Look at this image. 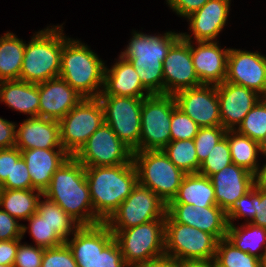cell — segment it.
Returning <instances> with one entry per match:
<instances>
[{"label":"cell","mask_w":266,"mask_h":267,"mask_svg":"<svg viewBox=\"0 0 266 267\" xmlns=\"http://www.w3.org/2000/svg\"><path fill=\"white\" fill-rule=\"evenodd\" d=\"M25 41L13 32L0 36V81L20 80Z\"/></svg>","instance_id":"obj_29"},{"label":"cell","mask_w":266,"mask_h":267,"mask_svg":"<svg viewBox=\"0 0 266 267\" xmlns=\"http://www.w3.org/2000/svg\"><path fill=\"white\" fill-rule=\"evenodd\" d=\"M105 66L104 87L99 96H122L144 99L151 94L143 87L130 61L118 57L114 65ZM144 91V92H143Z\"/></svg>","instance_id":"obj_25"},{"label":"cell","mask_w":266,"mask_h":267,"mask_svg":"<svg viewBox=\"0 0 266 267\" xmlns=\"http://www.w3.org/2000/svg\"><path fill=\"white\" fill-rule=\"evenodd\" d=\"M19 239L0 241V265L13 266Z\"/></svg>","instance_id":"obj_51"},{"label":"cell","mask_w":266,"mask_h":267,"mask_svg":"<svg viewBox=\"0 0 266 267\" xmlns=\"http://www.w3.org/2000/svg\"><path fill=\"white\" fill-rule=\"evenodd\" d=\"M169 203H184L200 207L217 206L210 178L199 173L186 174L177 194Z\"/></svg>","instance_id":"obj_28"},{"label":"cell","mask_w":266,"mask_h":267,"mask_svg":"<svg viewBox=\"0 0 266 267\" xmlns=\"http://www.w3.org/2000/svg\"><path fill=\"white\" fill-rule=\"evenodd\" d=\"M134 267H179V262L171 256L163 255Z\"/></svg>","instance_id":"obj_52"},{"label":"cell","mask_w":266,"mask_h":267,"mask_svg":"<svg viewBox=\"0 0 266 267\" xmlns=\"http://www.w3.org/2000/svg\"><path fill=\"white\" fill-rule=\"evenodd\" d=\"M259 261H260V267H266V251L259 258Z\"/></svg>","instance_id":"obj_55"},{"label":"cell","mask_w":266,"mask_h":267,"mask_svg":"<svg viewBox=\"0 0 266 267\" xmlns=\"http://www.w3.org/2000/svg\"><path fill=\"white\" fill-rule=\"evenodd\" d=\"M98 99L104 109L105 123L134 152L140 142L143 99L122 96H98Z\"/></svg>","instance_id":"obj_12"},{"label":"cell","mask_w":266,"mask_h":267,"mask_svg":"<svg viewBox=\"0 0 266 267\" xmlns=\"http://www.w3.org/2000/svg\"><path fill=\"white\" fill-rule=\"evenodd\" d=\"M129 267L165 255V220H152L114 235Z\"/></svg>","instance_id":"obj_7"},{"label":"cell","mask_w":266,"mask_h":267,"mask_svg":"<svg viewBox=\"0 0 266 267\" xmlns=\"http://www.w3.org/2000/svg\"><path fill=\"white\" fill-rule=\"evenodd\" d=\"M225 137L230 146L232 163L255 175L260 167L257 159L258 154L262 153L261 145L236 130H227Z\"/></svg>","instance_id":"obj_32"},{"label":"cell","mask_w":266,"mask_h":267,"mask_svg":"<svg viewBox=\"0 0 266 267\" xmlns=\"http://www.w3.org/2000/svg\"><path fill=\"white\" fill-rule=\"evenodd\" d=\"M39 198L37 213L50 225L52 230L65 242L81 225L68 215L54 201L42 195Z\"/></svg>","instance_id":"obj_33"},{"label":"cell","mask_w":266,"mask_h":267,"mask_svg":"<svg viewBox=\"0 0 266 267\" xmlns=\"http://www.w3.org/2000/svg\"><path fill=\"white\" fill-rule=\"evenodd\" d=\"M71 236L65 242L78 267H95L99 252L114 239V234L105 223L80 226Z\"/></svg>","instance_id":"obj_22"},{"label":"cell","mask_w":266,"mask_h":267,"mask_svg":"<svg viewBox=\"0 0 266 267\" xmlns=\"http://www.w3.org/2000/svg\"><path fill=\"white\" fill-rule=\"evenodd\" d=\"M179 267H215L214 260L179 261Z\"/></svg>","instance_id":"obj_53"},{"label":"cell","mask_w":266,"mask_h":267,"mask_svg":"<svg viewBox=\"0 0 266 267\" xmlns=\"http://www.w3.org/2000/svg\"><path fill=\"white\" fill-rule=\"evenodd\" d=\"M95 267H129L125 263L119 244L115 239L99 252Z\"/></svg>","instance_id":"obj_45"},{"label":"cell","mask_w":266,"mask_h":267,"mask_svg":"<svg viewBox=\"0 0 266 267\" xmlns=\"http://www.w3.org/2000/svg\"><path fill=\"white\" fill-rule=\"evenodd\" d=\"M226 82L266 92V55L248 50L229 49Z\"/></svg>","instance_id":"obj_16"},{"label":"cell","mask_w":266,"mask_h":267,"mask_svg":"<svg viewBox=\"0 0 266 267\" xmlns=\"http://www.w3.org/2000/svg\"><path fill=\"white\" fill-rule=\"evenodd\" d=\"M231 0H209L199 10L190 14L189 30L191 34L181 33L186 41L195 42L217 41L219 33L224 29L230 13ZM192 38V39H191Z\"/></svg>","instance_id":"obj_19"},{"label":"cell","mask_w":266,"mask_h":267,"mask_svg":"<svg viewBox=\"0 0 266 267\" xmlns=\"http://www.w3.org/2000/svg\"><path fill=\"white\" fill-rule=\"evenodd\" d=\"M20 151L32 180V189L42 193L49 187L55 171L70 157L65 149L38 148Z\"/></svg>","instance_id":"obj_26"},{"label":"cell","mask_w":266,"mask_h":267,"mask_svg":"<svg viewBox=\"0 0 266 267\" xmlns=\"http://www.w3.org/2000/svg\"><path fill=\"white\" fill-rule=\"evenodd\" d=\"M214 261L216 267H260L259 258L241 251L226 237L218 241Z\"/></svg>","instance_id":"obj_35"},{"label":"cell","mask_w":266,"mask_h":267,"mask_svg":"<svg viewBox=\"0 0 266 267\" xmlns=\"http://www.w3.org/2000/svg\"><path fill=\"white\" fill-rule=\"evenodd\" d=\"M166 214L174 222L212 234L218 241L227 236V213L218 206L200 207L184 203H168Z\"/></svg>","instance_id":"obj_17"},{"label":"cell","mask_w":266,"mask_h":267,"mask_svg":"<svg viewBox=\"0 0 266 267\" xmlns=\"http://www.w3.org/2000/svg\"><path fill=\"white\" fill-rule=\"evenodd\" d=\"M96 217L105 223L138 184L133 160L116 166L85 167Z\"/></svg>","instance_id":"obj_3"},{"label":"cell","mask_w":266,"mask_h":267,"mask_svg":"<svg viewBox=\"0 0 266 267\" xmlns=\"http://www.w3.org/2000/svg\"><path fill=\"white\" fill-rule=\"evenodd\" d=\"M42 195L36 189H0V207L18 221L27 220L37 212Z\"/></svg>","instance_id":"obj_30"},{"label":"cell","mask_w":266,"mask_h":267,"mask_svg":"<svg viewBox=\"0 0 266 267\" xmlns=\"http://www.w3.org/2000/svg\"><path fill=\"white\" fill-rule=\"evenodd\" d=\"M177 107L199 127L222 126L216 85L202 84L174 95Z\"/></svg>","instance_id":"obj_14"},{"label":"cell","mask_w":266,"mask_h":267,"mask_svg":"<svg viewBox=\"0 0 266 267\" xmlns=\"http://www.w3.org/2000/svg\"><path fill=\"white\" fill-rule=\"evenodd\" d=\"M18 126L16 124L15 142L18 149H64L60 142L59 121L28 117Z\"/></svg>","instance_id":"obj_24"},{"label":"cell","mask_w":266,"mask_h":267,"mask_svg":"<svg viewBox=\"0 0 266 267\" xmlns=\"http://www.w3.org/2000/svg\"><path fill=\"white\" fill-rule=\"evenodd\" d=\"M226 131L222 126L200 127L193 139L200 164L208 157L214 146L225 137Z\"/></svg>","instance_id":"obj_39"},{"label":"cell","mask_w":266,"mask_h":267,"mask_svg":"<svg viewBox=\"0 0 266 267\" xmlns=\"http://www.w3.org/2000/svg\"><path fill=\"white\" fill-rule=\"evenodd\" d=\"M26 221L29 222V226L22 225V236H24L27 229H29V233L37 247L48 249L64 243V241L52 230L45 219L37 212Z\"/></svg>","instance_id":"obj_37"},{"label":"cell","mask_w":266,"mask_h":267,"mask_svg":"<svg viewBox=\"0 0 266 267\" xmlns=\"http://www.w3.org/2000/svg\"><path fill=\"white\" fill-rule=\"evenodd\" d=\"M222 127L235 130L262 98L254 90L224 81L216 85Z\"/></svg>","instance_id":"obj_18"},{"label":"cell","mask_w":266,"mask_h":267,"mask_svg":"<svg viewBox=\"0 0 266 267\" xmlns=\"http://www.w3.org/2000/svg\"><path fill=\"white\" fill-rule=\"evenodd\" d=\"M164 94L202 85L195 73L190 41L180 37L169 49L163 62Z\"/></svg>","instance_id":"obj_15"},{"label":"cell","mask_w":266,"mask_h":267,"mask_svg":"<svg viewBox=\"0 0 266 267\" xmlns=\"http://www.w3.org/2000/svg\"><path fill=\"white\" fill-rule=\"evenodd\" d=\"M216 204L226 213L255 185V175L234 163L211 175Z\"/></svg>","instance_id":"obj_21"},{"label":"cell","mask_w":266,"mask_h":267,"mask_svg":"<svg viewBox=\"0 0 266 267\" xmlns=\"http://www.w3.org/2000/svg\"><path fill=\"white\" fill-rule=\"evenodd\" d=\"M166 209L167 204L151 189L138 183L105 224L115 235L152 220H165Z\"/></svg>","instance_id":"obj_11"},{"label":"cell","mask_w":266,"mask_h":267,"mask_svg":"<svg viewBox=\"0 0 266 267\" xmlns=\"http://www.w3.org/2000/svg\"><path fill=\"white\" fill-rule=\"evenodd\" d=\"M104 122L100 100L83 98L59 121L62 147L70 156H74Z\"/></svg>","instance_id":"obj_10"},{"label":"cell","mask_w":266,"mask_h":267,"mask_svg":"<svg viewBox=\"0 0 266 267\" xmlns=\"http://www.w3.org/2000/svg\"><path fill=\"white\" fill-rule=\"evenodd\" d=\"M43 195L54 201L81 226L102 223L93 210L85 167L74 156H70L55 171Z\"/></svg>","instance_id":"obj_1"},{"label":"cell","mask_w":266,"mask_h":267,"mask_svg":"<svg viewBox=\"0 0 266 267\" xmlns=\"http://www.w3.org/2000/svg\"><path fill=\"white\" fill-rule=\"evenodd\" d=\"M0 189H32V180L22 157L19 160H13L11 175L7 177Z\"/></svg>","instance_id":"obj_43"},{"label":"cell","mask_w":266,"mask_h":267,"mask_svg":"<svg viewBox=\"0 0 266 267\" xmlns=\"http://www.w3.org/2000/svg\"><path fill=\"white\" fill-rule=\"evenodd\" d=\"M226 238L241 251L257 258L266 251V228L252 223H243L239 227L228 224Z\"/></svg>","instance_id":"obj_31"},{"label":"cell","mask_w":266,"mask_h":267,"mask_svg":"<svg viewBox=\"0 0 266 267\" xmlns=\"http://www.w3.org/2000/svg\"><path fill=\"white\" fill-rule=\"evenodd\" d=\"M133 163L139 184L151 189L165 204L173 200L186 174L163 150L134 151Z\"/></svg>","instance_id":"obj_6"},{"label":"cell","mask_w":266,"mask_h":267,"mask_svg":"<svg viewBox=\"0 0 266 267\" xmlns=\"http://www.w3.org/2000/svg\"><path fill=\"white\" fill-rule=\"evenodd\" d=\"M190 41L194 70L201 84L219 85L226 80L230 48H221L218 41ZM196 46V47H195Z\"/></svg>","instance_id":"obj_20"},{"label":"cell","mask_w":266,"mask_h":267,"mask_svg":"<svg viewBox=\"0 0 266 267\" xmlns=\"http://www.w3.org/2000/svg\"><path fill=\"white\" fill-rule=\"evenodd\" d=\"M19 245L13 267H41L44 249L27 243Z\"/></svg>","instance_id":"obj_44"},{"label":"cell","mask_w":266,"mask_h":267,"mask_svg":"<svg viewBox=\"0 0 266 267\" xmlns=\"http://www.w3.org/2000/svg\"><path fill=\"white\" fill-rule=\"evenodd\" d=\"M235 130L261 146L266 142V103L262 98Z\"/></svg>","instance_id":"obj_36"},{"label":"cell","mask_w":266,"mask_h":267,"mask_svg":"<svg viewBox=\"0 0 266 267\" xmlns=\"http://www.w3.org/2000/svg\"><path fill=\"white\" fill-rule=\"evenodd\" d=\"M41 267H78L66 242L44 249Z\"/></svg>","instance_id":"obj_42"},{"label":"cell","mask_w":266,"mask_h":267,"mask_svg":"<svg viewBox=\"0 0 266 267\" xmlns=\"http://www.w3.org/2000/svg\"><path fill=\"white\" fill-rule=\"evenodd\" d=\"M169 160L185 174L198 173L200 163L192 140L170 141L163 149Z\"/></svg>","instance_id":"obj_34"},{"label":"cell","mask_w":266,"mask_h":267,"mask_svg":"<svg viewBox=\"0 0 266 267\" xmlns=\"http://www.w3.org/2000/svg\"><path fill=\"white\" fill-rule=\"evenodd\" d=\"M84 167L116 166L133 160V151L103 123L74 155Z\"/></svg>","instance_id":"obj_13"},{"label":"cell","mask_w":266,"mask_h":267,"mask_svg":"<svg viewBox=\"0 0 266 267\" xmlns=\"http://www.w3.org/2000/svg\"><path fill=\"white\" fill-rule=\"evenodd\" d=\"M16 123L0 117V149L15 147Z\"/></svg>","instance_id":"obj_49"},{"label":"cell","mask_w":266,"mask_h":267,"mask_svg":"<svg viewBox=\"0 0 266 267\" xmlns=\"http://www.w3.org/2000/svg\"><path fill=\"white\" fill-rule=\"evenodd\" d=\"M232 163L228 139H221L200 165L199 174L210 177Z\"/></svg>","instance_id":"obj_38"},{"label":"cell","mask_w":266,"mask_h":267,"mask_svg":"<svg viewBox=\"0 0 266 267\" xmlns=\"http://www.w3.org/2000/svg\"><path fill=\"white\" fill-rule=\"evenodd\" d=\"M22 238V224L0 207V241Z\"/></svg>","instance_id":"obj_46"},{"label":"cell","mask_w":266,"mask_h":267,"mask_svg":"<svg viewBox=\"0 0 266 267\" xmlns=\"http://www.w3.org/2000/svg\"><path fill=\"white\" fill-rule=\"evenodd\" d=\"M209 0H166L171 8L180 17H188L193 12L199 10Z\"/></svg>","instance_id":"obj_48"},{"label":"cell","mask_w":266,"mask_h":267,"mask_svg":"<svg viewBox=\"0 0 266 267\" xmlns=\"http://www.w3.org/2000/svg\"><path fill=\"white\" fill-rule=\"evenodd\" d=\"M181 33L144 34L133 30L130 41L120 57L133 65L143 87L150 94H164L163 62L170 47Z\"/></svg>","instance_id":"obj_2"},{"label":"cell","mask_w":266,"mask_h":267,"mask_svg":"<svg viewBox=\"0 0 266 267\" xmlns=\"http://www.w3.org/2000/svg\"><path fill=\"white\" fill-rule=\"evenodd\" d=\"M21 157V151L16 146L0 149V186L11 175L13 160H19Z\"/></svg>","instance_id":"obj_47"},{"label":"cell","mask_w":266,"mask_h":267,"mask_svg":"<svg viewBox=\"0 0 266 267\" xmlns=\"http://www.w3.org/2000/svg\"><path fill=\"white\" fill-rule=\"evenodd\" d=\"M256 214V185L241 196L234 206L227 212L228 224H234V220L246 219L245 223H250Z\"/></svg>","instance_id":"obj_41"},{"label":"cell","mask_w":266,"mask_h":267,"mask_svg":"<svg viewBox=\"0 0 266 267\" xmlns=\"http://www.w3.org/2000/svg\"><path fill=\"white\" fill-rule=\"evenodd\" d=\"M0 102L31 117H39L38 84L22 80L0 81Z\"/></svg>","instance_id":"obj_27"},{"label":"cell","mask_w":266,"mask_h":267,"mask_svg":"<svg viewBox=\"0 0 266 267\" xmlns=\"http://www.w3.org/2000/svg\"><path fill=\"white\" fill-rule=\"evenodd\" d=\"M103 61L87 44L68 38L63 44L59 77L83 98H98L104 87Z\"/></svg>","instance_id":"obj_4"},{"label":"cell","mask_w":266,"mask_h":267,"mask_svg":"<svg viewBox=\"0 0 266 267\" xmlns=\"http://www.w3.org/2000/svg\"><path fill=\"white\" fill-rule=\"evenodd\" d=\"M39 117L60 121L83 97L61 77L38 84Z\"/></svg>","instance_id":"obj_23"},{"label":"cell","mask_w":266,"mask_h":267,"mask_svg":"<svg viewBox=\"0 0 266 267\" xmlns=\"http://www.w3.org/2000/svg\"><path fill=\"white\" fill-rule=\"evenodd\" d=\"M68 38L62 25L35 32L28 44L25 42L20 80L39 84L59 77L63 44Z\"/></svg>","instance_id":"obj_5"},{"label":"cell","mask_w":266,"mask_h":267,"mask_svg":"<svg viewBox=\"0 0 266 267\" xmlns=\"http://www.w3.org/2000/svg\"><path fill=\"white\" fill-rule=\"evenodd\" d=\"M218 240L197 228L165 216V255L179 261L214 260Z\"/></svg>","instance_id":"obj_8"},{"label":"cell","mask_w":266,"mask_h":267,"mask_svg":"<svg viewBox=\"0 0 266 267\" xmlns=\"http://www.w3.org/2000/svg\"><path fill=\"white\" fill-rule=\"evenodd\" d=\"M262 99L266 103V92L262 95Z\"/></svg>","instance_id":"obj_57"},{"label":"cell","mask_w":266,"mask_h":267,"mask_svg":"<svg viewBox=\"0 0 266 267\" xmlns=\"http://www.w3.org/2000/svg\"><path fill=\"white\" fill-rule=\"evenodd\" d=\"M255 185L266 190V163L255 174Z\"/></svg>","instance_id":"obj_54"},{"label":"cell","mask_w":266,"mask_h":267,"mask_svg":"<svg viewBox=\"0 0 266 267\" xmlns=\"http://www.w3.org/2000/svg\"><path fill=\"white\" fill-rule=\"evenodd\" d=\"M176 106L169 94H151L143 99L141 136L135 151L162 150L171 141V117Z\"/></svg>","instance_id":"obj_9"},{"label":"cell","mask_w":266,"mask_h":267,"mask_svg":"<svg viewBox=\"0 0 266 267\" xmlns=\"http://www.w3.org/2000/svg\"><path fill=\"white\" fill-rule=\"evenodd\" d=\"M0 267H13V266L0 265Z\"/></svg>","instance_id":"obj_58"},{"label":"cell","mask_w":266,"mask_h":267,"mask_svg":"<svg viewBox=\"0 0 266 267\" xmlns=\"http://www.w3.org/2000/svg\"><path fill=\"white\" fill-rule=\"evenodd\" d=\"M266 228V190L256 185V214L250 222Z\"/></svg>","instance_id":"obj_50"},{"label":"cell","mask_w":266,"mask_h":267,"mask_svg":"<svg viewBox=\"0 0 266 267\" xmlns=\"http://www.w3.org/2000/svg\"><path fill=\"white\" fill-rule=\"evenodd\" d=\"M200 127L177 106L172 111L171 117V141L192 140Z\"/></svg>","instance_id":"obj_40"},{"label":"cell","mask_w":266,"mask_h":267,"mask_svg":"<svg viewBox=\"0 0 266 267\" xmlns=\"http://www.w3.org/2000/svg\"><path fill=\"white\" fill-rule=\"evenodd\" d=\"M262 147V155L263 157H266V142L261 146Z\"/></svg>","instance_id":"obj_56"}]
</instances>
